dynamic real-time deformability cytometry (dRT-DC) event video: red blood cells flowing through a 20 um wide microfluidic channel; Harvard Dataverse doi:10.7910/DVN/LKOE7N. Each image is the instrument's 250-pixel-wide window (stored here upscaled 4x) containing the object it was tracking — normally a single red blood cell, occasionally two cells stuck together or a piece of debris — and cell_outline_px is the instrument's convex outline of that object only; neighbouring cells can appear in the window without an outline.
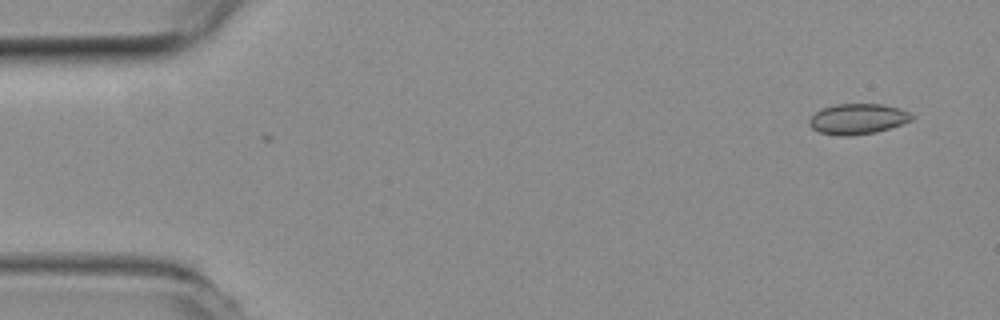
{"species": "common noctule bat (a hibernating species)", "species_latin": "Nyctalus noctula", "temperature_condition": "room temperature", "stored_images_in_passage": 53, "camera_frame_rate_fps": 3000, "um_per_image_px": 0.085, "animal": {"sex": "female", "body_mass_g": 19.3, "forearm_length_mm": 54.1}, "frame": {"image": 1, "passage_image": 1, "time_ms": 0.0, "image_size_px": [1000, 320], "cell_outline_px": [[916, 116], [912, 120], [876, 132], [852, 136], [840, 136], [820, 132], [812, 128], [808, 124], [808, 120], [820, 108], [836, 104], [880, 104], [900, 108]], "centroid_in_image_um": [72.89, 10.11], "position_along_channel_um": 12.1, "area_um2": 18.26}}
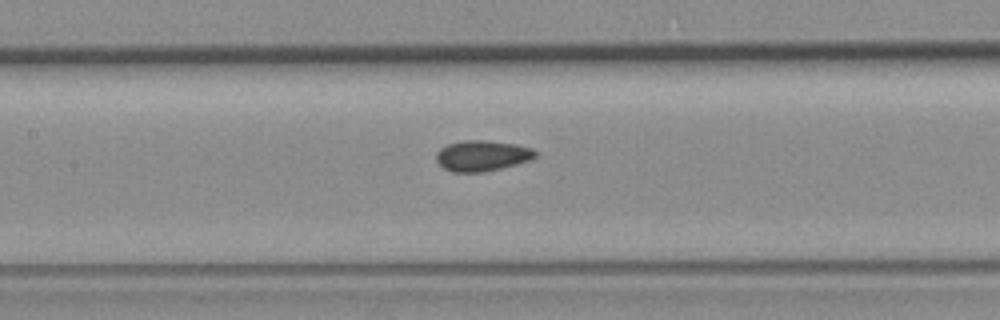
{"frame": {"image": 2, "passage_image": 23, "time_ms": 7.333, "image_size_px": [1000, 320], "cell_outline_px": [[536, 156], [532, 160], [484, 172], [452, 172], [444, 168], [436, 160], [436, 152], [440, 148], [448, 144], [464, 140], [484, 140], [516, 144], [532, 148], [536, 152]], "centroid_in_image_um": [40.98, 13.23], "position_along_channel_um": 166.4, "area_um2": 17.74}}
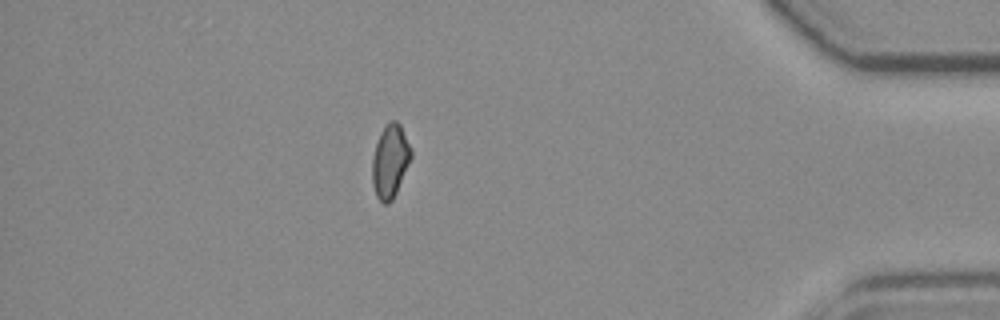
{"frame": {"image": 3, "passage_image": 46, "time_ms": 15.0, "image_size_px": [1000, 320], "cell_outline_px": [[412, 156], [396, 192], [392, 200], [388, 204], [384, 204], [376, 196], [372, 184], [372, 156], [380, 132], [388, 120], [396, 120], [400, 124], [412, 148]], "centroid_in_image_um": [33.15, 13.66], "position_along_channel_um": 402.0, "area_um2": 16.7}, "authors_computed_cell_mechanics": {"area_um2": 17.2822, "velocity_mm_per_s": 3.6852, "shape_relaxation_time_tau1_ms": null, "shape_relaxation_time_tau2_ms": 3.0071, "deformation_change_tau1": null, "deformation_change_tau2": 0.0671}}